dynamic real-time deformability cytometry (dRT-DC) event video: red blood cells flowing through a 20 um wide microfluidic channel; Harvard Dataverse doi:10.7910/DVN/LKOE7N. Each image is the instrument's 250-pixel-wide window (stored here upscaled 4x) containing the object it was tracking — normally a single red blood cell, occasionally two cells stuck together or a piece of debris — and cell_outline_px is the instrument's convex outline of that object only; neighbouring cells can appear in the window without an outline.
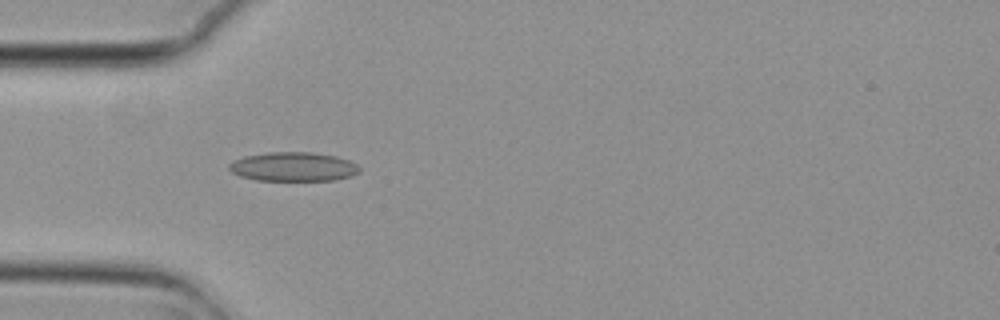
{"species": "common noctule bat (a hibernating species)", "species_latin": "Nyctalus noctula", "temperature_condition": "cold", "stored_images_in_passage": 5, "camera_frame_rate_fps": 3000, "um_per_image_px": 0.085, "animal": {"sex": "female", "body_mass_g": 29.2, "forearm_length_mm": 56.3}, "frame": {"image": 1, "passage_image": 4, "time_ms": 1.0, "image_size_px": [1000, 320], "cell_outline_px": [[360, 172], [348, 176], [332, 180], [256, 180], [240, 176], [232, 172], [228, 168], [228, 164], [244, 156], [268, 152], [312, 152], [336, 156], [348, 160], [356, 164], [360, 168]], "centroid_in_image_um": [24.91, 14.16], "position_along_channel_um": 60.1, "area_um2": 21.96}}
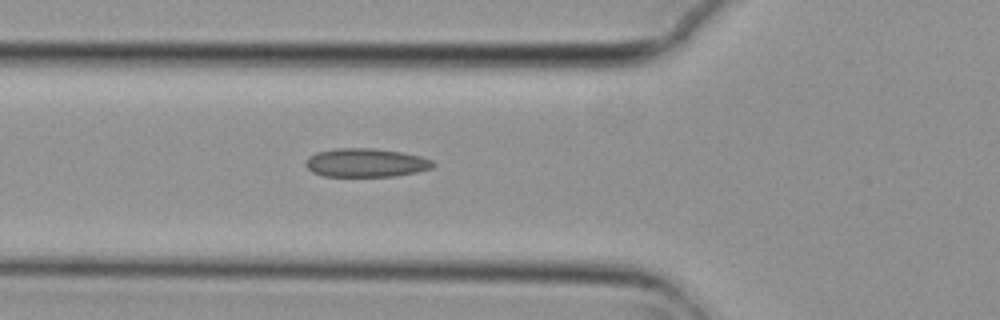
{"frame": {"image": 2, "passage_image": 5, "time_ms": 1.333, "image_size_px": [1000, 320], "cell_outline_px": [[436, 164], [432, 168], [416, 172], [396, 176], [324, 176], [312, 172], [304, 164], [304, 160], [308, 156], [316, 152], [336, 148], [372, 148], [400, 152], [420, 156], [432, 160]], "centroid_in_image_um": [31.07, 13.83], "position_along_channel_um": 94.7, "area_um2": 21.33}}